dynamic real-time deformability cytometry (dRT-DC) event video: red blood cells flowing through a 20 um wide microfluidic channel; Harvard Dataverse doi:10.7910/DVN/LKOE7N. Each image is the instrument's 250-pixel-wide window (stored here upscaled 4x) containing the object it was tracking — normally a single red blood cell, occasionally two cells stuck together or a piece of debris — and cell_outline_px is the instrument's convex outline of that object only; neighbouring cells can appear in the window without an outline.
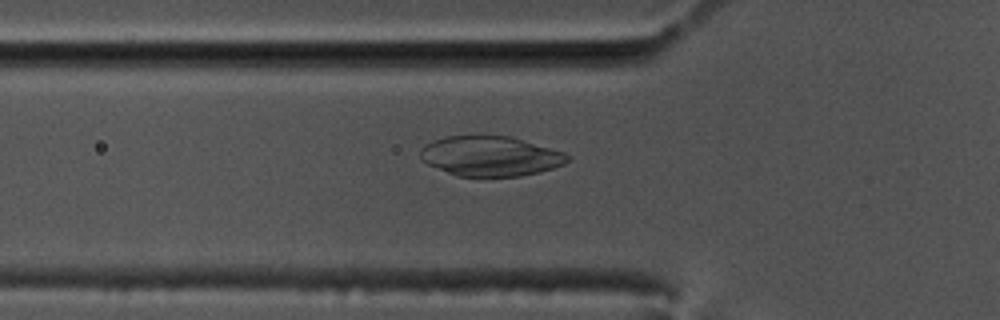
{"species": "common noctule bat (a hibernating species)", "species_latin": "Nyctalus noctula", "temperature_condition": "cold", "stored_images_in_passage": 58, "camera_frame_rate_fps": 3000, "um_per_image_px": 0.085, "animal": {"sex": "male", "body_mass_g": 17.5, "forearm_length_mm": 52.3}, "frame": {"image": 1, "passage_image": 20, "time_ms": 6.333, "image_size_px": [1000, 320], "cell_outline_px": [[572, 156], [564, 164], [540, 172], [520, 176], [456, 176], [428, 164], [420, 160], [420, 148], [424, 144], [432, 140], [444, 136], [512, 136], [564, 152]], "centroid_in_image_um": [41.67, 13.26], "position_along_channel_um": 84.1, "area_um2": 34.45}}
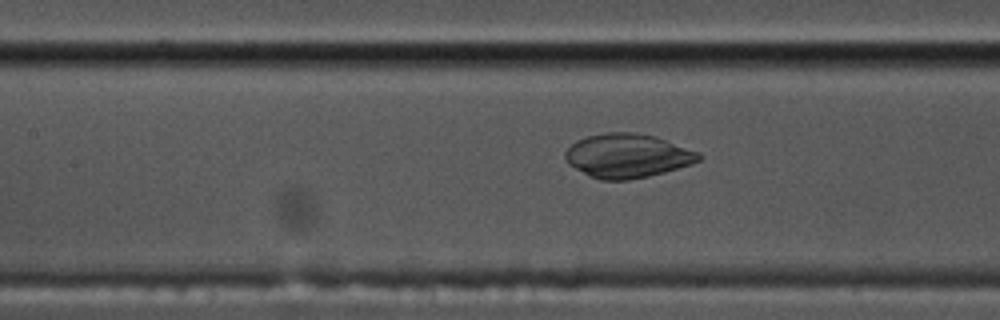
{"frame": {"image": 2, "passage_image": 26, "time_ms": 8.333, "image_size_px": [1000, 320], "cell_outline_px": [[704, 156], [700, 160], [692, 164], [664, 172], [648, 176], [628, 180], [600, 180], [568, 164], [564, 156], [564, 152], [576, 140], [588, 136], [608, 132], [636, 132], [656, 136], [700, 152]], "centroid_in_image_um": [53.37, 13.23], "position_along_channel_um": 154.0, "area_um2": 34.28}}
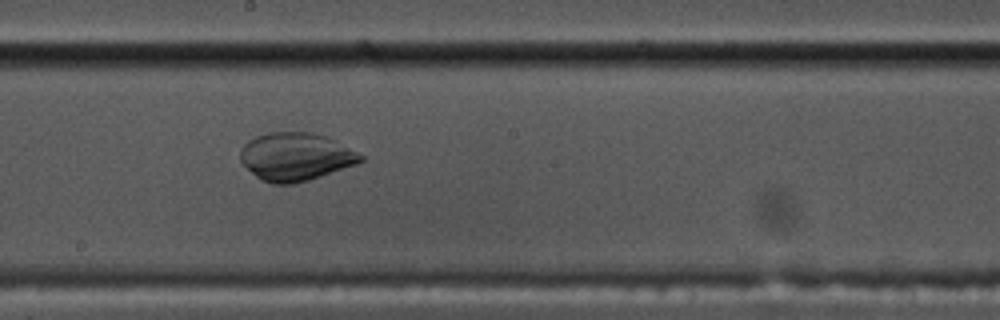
{"frame": {"image": 3, "passage_image": 32, "time_ms": 10.333, "image_size_px": [1000, 320], "cell_outline_px": [[364, 160], [356, 164], [308, 180], [292, 184], [272, 184], [260, 180], [240, 160], [240, 148], [248, 140], [256, 136], [268, 132], [308, 132], [324, 136], [364, 156]], "centroid_in_image_um": [25.08, 13.33], "position_along_channel_um": 223.1, "area_um2": 33.23}}